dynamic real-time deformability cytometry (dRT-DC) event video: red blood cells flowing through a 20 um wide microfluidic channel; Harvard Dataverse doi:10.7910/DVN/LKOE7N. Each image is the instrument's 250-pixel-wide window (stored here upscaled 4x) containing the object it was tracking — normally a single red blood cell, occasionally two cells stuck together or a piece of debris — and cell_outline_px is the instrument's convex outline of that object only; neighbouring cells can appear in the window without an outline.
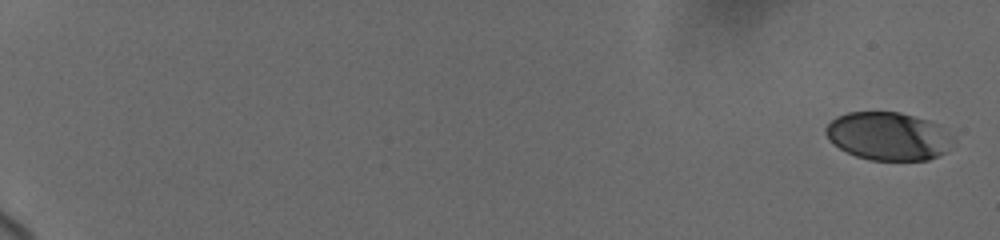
{"species": "human", "species_latin": "Homo sapiens", "temperature_condition": "cold", "stored_images_in_passage": 14, "camera_frame_rate_fps": 3000, "um_per_image_px": 0.085, "donor": {"sex": "female"}, "frame": {"image": 1, "passage_image": 1, "time_ms": 0.0, "image_size_px": [1000, 240], "cell_outline_px": [[956, 140], [944, 152], [928, 160], [868, 160], [856, 156], [840, 148], [828, 140], [824, 132], [824, 128], [836, 116], [848, 112], [900, 112], [928, 120], [936, 124], [956, 136]], "centroid_in_image_um": [75.5, 11.57], "position_along_channel_um": 9.5, "area_um2": 35.89}}
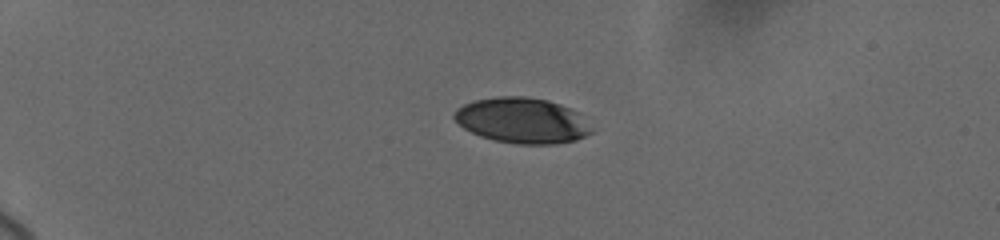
{"frame": {"image": 2, "passage_image": 10, "time_ms": 5.0, "image_size_px": [1000, 240], "cell_outline_px": [[592, 132], [576, 140], [552, 144], [520, 144], [496, 140], [480, 136], [464, 128], [452, 116], [456, 108], [472, 100], [496, 96], [524, 96], [548, 100], [572, 108], [576, 112]], "centroid_in_image_um": [44.32, 10.22], "position_along_channel_um": 40.7, "area_um2": 36.07}}
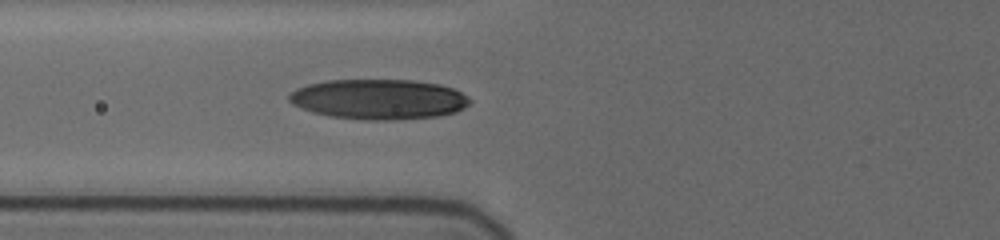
{"frame": {"image": 3, "passage_image": 14, "time_ms": 8.333, "image_size_px": [1000, 240], "cell_outline_px": [[472, 100], [464, 108], [456, 112], [436, 116], [388, 120], [368, 120], [332, 116], [312, 112], [292, 104], [288, 100], [288, 96], [296, 88], [308, 84], [328, 80], [412, 80], [440, 84], [452, 88], [468, 96]], "centroid_in_image_um": [32.19, 8.43], "position_along_channel_um": 93.6, "area_um2": 42.14}}